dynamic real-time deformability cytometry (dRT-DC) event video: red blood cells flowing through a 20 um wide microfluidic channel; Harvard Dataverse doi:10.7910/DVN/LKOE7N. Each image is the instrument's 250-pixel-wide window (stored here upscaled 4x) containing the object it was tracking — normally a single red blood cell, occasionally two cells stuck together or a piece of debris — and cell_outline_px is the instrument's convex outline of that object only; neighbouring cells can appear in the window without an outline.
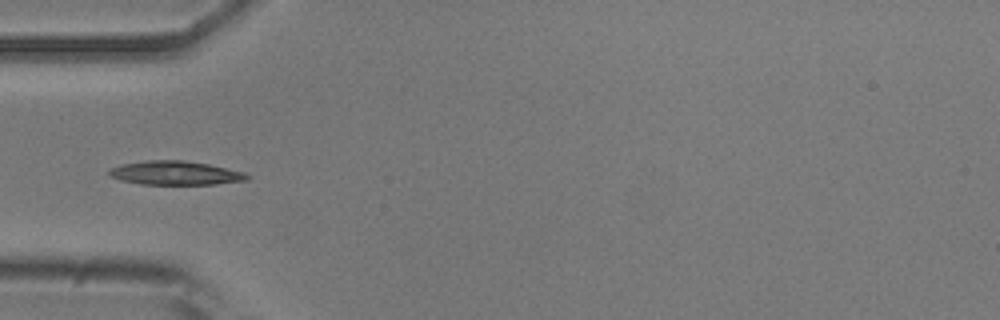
{"species": "common noctule bat (a hibernating species)", "species_latin": "Nyctalus noctula", "temperature_condition": "room temperature", "stored_images_in_passage": 37, "camera_frame_rate_fps": 3000, "um_per_image_px": 0.085, "animal": {"sex": "male", "body_mass_g": 20.5, "forearm_length_mm": 52.5}, "frame": {"image": 1, "passage_image": 1, "time_ms": 0.0, "image_size_px": [1000, 320], "cell_outline_px": [[252, 176], [248, 180], [216, 184], [140, 184], [120, 180], [108, 176], [108, 172], [112, 168], [120, 164], [148, 160], [184, 160], [208, 164], [244, 172]], "centroid_in_image_um": [14.9, 14.7], "position_along_channel_um": 70.1, "area_um2": 19.25}}
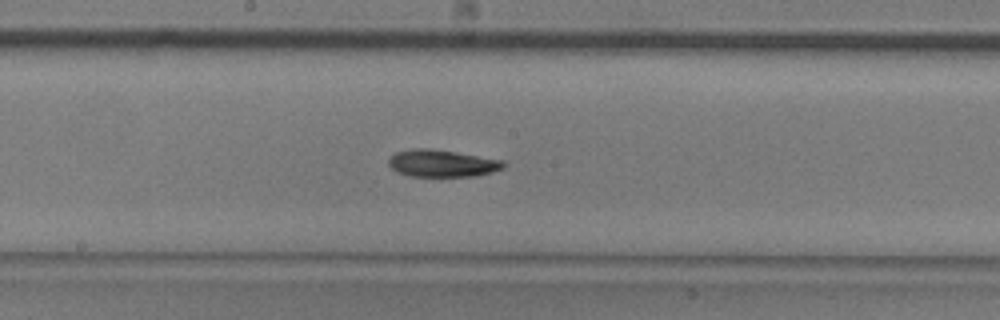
{"frame": {"image": 2, "passage_image": 12, "time_ms": 3.667, "image_size_px": [1000, 320], "cell_outline_px": [[508, 164], [504, 168], [492, 172], [476, 176], [408, 176], [396, 172], [388, 164], [388, 160], [396, 152], [412, 148], [428, 148], [456, 152], [504, 160]], "centroid_in_image_um": [37.6, 13.88], "position_along_channel_um": 210.6, "area_um2": 18.32}}
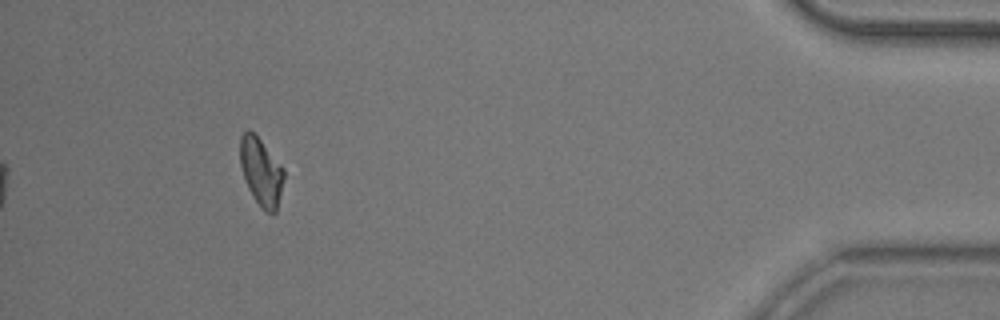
{"frame": {"image": 3, "passage_image": 33, "time_ms": 10.667, "image_size_px": [1000, 320], "cell_outline_px": [[284, 176], [276, 212], [268, 212], [252, 196], [248, 188], [240, 164], [240, 136], [248, 128], [260, 140], [284, 168]], "centroid_in_image_um": [22.18, 14.56], "position_along_channel_um": 413.0, "area_um2": 16.82}, "authors_computed_cell_mechanics": {"area_um2": 17.8602, "velocity_mm_per_s": 3.806, "shape_relaxation_time_tau1_ms": 5.0, "shape_relaxation_time_tau2_ms": null, "deformation_change_tau1": 0.1466, "deformation_change_tau2": null}}